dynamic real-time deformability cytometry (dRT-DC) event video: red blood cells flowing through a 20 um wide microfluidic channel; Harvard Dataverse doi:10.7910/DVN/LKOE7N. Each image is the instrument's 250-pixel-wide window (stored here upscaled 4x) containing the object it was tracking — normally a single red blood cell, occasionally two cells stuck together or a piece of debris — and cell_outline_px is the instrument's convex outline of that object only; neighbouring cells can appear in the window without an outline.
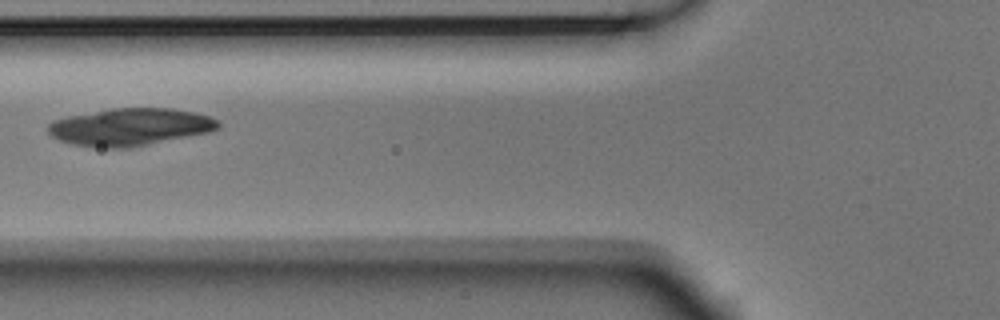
{"species": "Egyptian fruit bat (a non-hibernating species)", "species_latin": "Rousettus aegyptiacus", "temperature_condition": "room temperature", "stored_images_in_passage": 3, "camera_frame_rate_fps": 3000, "um_per_image_px": 0.085, "animal": {"sex": "male"}, "frame": {"image": 1, "passage_image": 2, "time_ms": 0.333, "image_size_px": [1000, 320], "cell_outline_px": [[220, 128], [208, 132], [128, 148], [104, 148], [72, 144], [60, 140], [52, 136], [48, 132], [48, 124], [52, 120], [68, 116], [112, 108], [172, 108], [192, 112], [208, 116], [220, 120]], "centroid_in_image_um": [11.04, 10.78], "position_along_channel_um": 114.8, "area_um2": 36.88}}
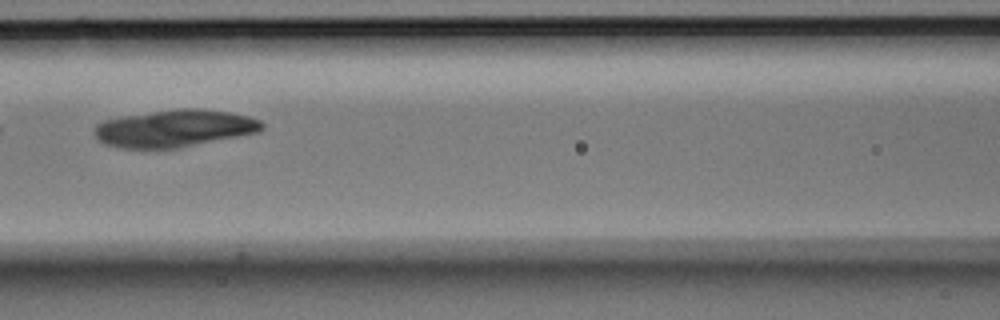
{"frame": {"image": 2, "passage_image": 3, "time_ms": 0.667, "image_size_px": [1000, 320], "cell_outline_px": [[264, 128], [260, 132], [180, 148], [120, 148], [104, 144], [92, 132], [92, 128], [96, 124], [104, 120], [124, 116], [180, 108], [200, 108], [228, 112], [248, 116], [260, 120], [264, 124]], "centroid_in_image_um": [14.84, 10.92], "position_along_channel_um": 151.8, "area_um2": 36.53}}